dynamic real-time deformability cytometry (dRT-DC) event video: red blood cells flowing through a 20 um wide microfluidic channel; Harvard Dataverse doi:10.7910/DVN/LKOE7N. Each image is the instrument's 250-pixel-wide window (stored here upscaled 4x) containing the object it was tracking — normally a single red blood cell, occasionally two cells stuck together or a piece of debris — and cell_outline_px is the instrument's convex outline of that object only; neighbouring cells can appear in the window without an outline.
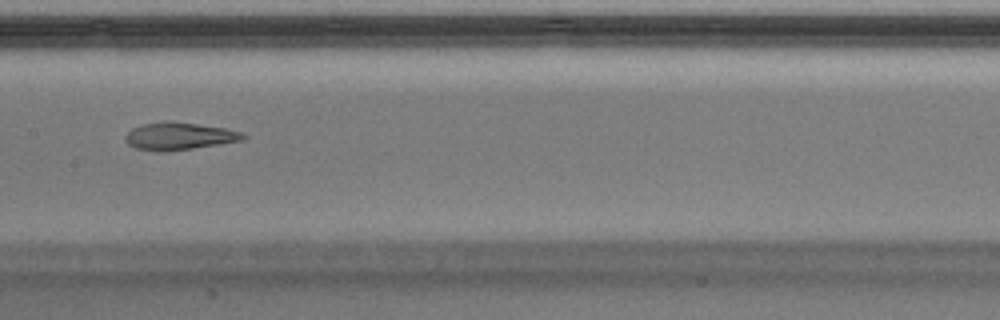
{"species": "Egyptian fruit bat (a non-hibernating species)", "species_latin": "Rousettus aegyptiacus", "temperature_condition": "warm", "stored_images_in_passage": 43, "camera_frame_rate_fps": 3000, "um_per_image_px": 0.085, "animal": {"sex": "male"}, "frame": {"image": 1, "passage_image": 19, "time_ms": 6.0, "image_size_px": [1000, 320], "cell_outline_px": [[248, 136], [244, 140], [192, 148], [164, 152], [160, 152], [136, 148], [128, 144], [124, 140], [124, 136], [132, 128], [144, 124], [196, 124], [224, 128], [240, 132]], "centroid_in_image_um": [15.23, 11.62], "position_along_channel_um": 192.2, "area_um2": 17.98}}
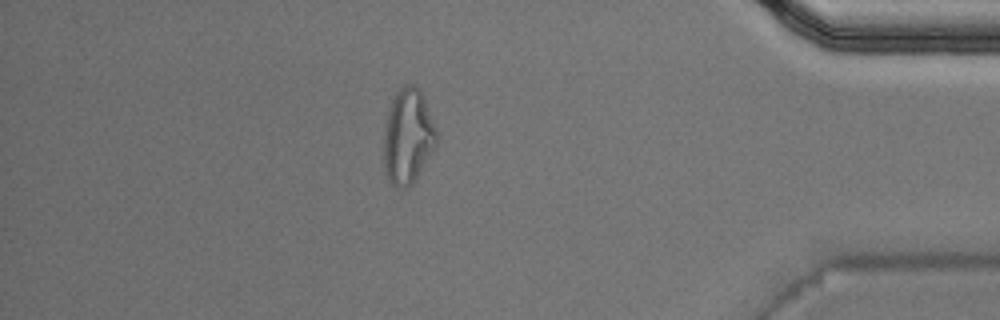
{"frame": {"image": 2, "passage_image": 37, "time_ms": 12.0, "image_size_px": [1000, 320], "cell_outline_px": [[436, 144], [412, 184], [408, 188], [396, 188], [388, 180], [384, 172], [384, 132], [388, 108], [396, 92], [404, 84], [412, 84], [424, 96], [436, 128]], "centroid_in_image_um": [34.64, 11.6], "position_along_channel_um": 400.6, "area_um2": 29.13}, "authors_computed_cell_mechanics": {"area_um2": 18.9584, "velocity_mm_per_s": 4.0883, "shape_relaxation_time_tau1_ms": null, "shape_relaxation_time_tau2_ms": 2.6897, "deformation_change_tau1": null, "deformation_change_tau2": 0.1265}}